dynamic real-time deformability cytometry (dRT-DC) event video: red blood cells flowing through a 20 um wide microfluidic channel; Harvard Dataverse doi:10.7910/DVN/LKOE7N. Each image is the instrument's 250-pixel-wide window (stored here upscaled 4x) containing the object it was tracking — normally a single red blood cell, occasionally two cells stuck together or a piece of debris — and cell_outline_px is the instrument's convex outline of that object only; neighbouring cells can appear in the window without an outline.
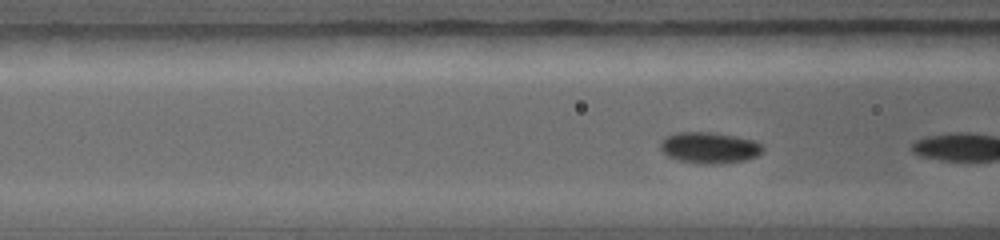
{"species": "common noctule bat (a hibernating species)", "species_latin": "Nyctalus noctula", "temperature_condition": "warm", "stored_images_in_passage": 35, "camera_frame_rate_fps": 5000, "um_per_image_px": 0.085, "animal": {"sex": "female", "body_mass_g": 19.0, "forearm_length_mm": 56.7}, "frame": {"image": 1, "passage_image": 8, "time_ms": 1.2, "image_size_px": [1000, 240], "cell_outline_px": [[764, 148], [756, 156], [744, 160], [724, 164], [700, 164], [680, 160], [668, 156], [660, 148], [660, 140], [664, 136], [676, 132], [712, 132], [736, 136], [756, 140]], "centroid_in_image_um": [60.28, 12.55], "position_along_channel_um": 106.3, "area_um2": 18.79}}
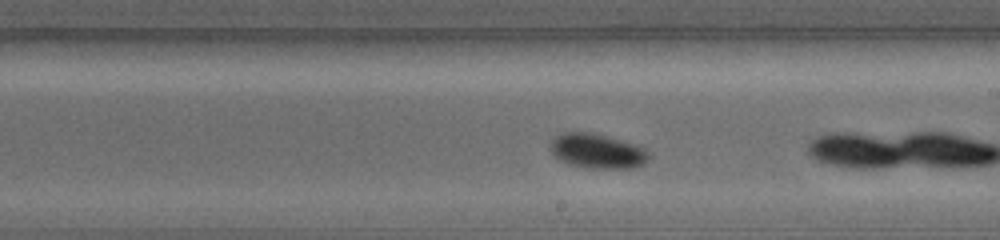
{"frame": {"image": 2, "passage_image": 20, "time_ms": 4.0, "image_size_px": [1000, 240], "cell_outline_px": [[652, 156], [644, 164], [632, 168], [592, 168], [568, 164], [560, 160], [548, 148], [552, 140], [560, 132], [592, 132], [608, 136], [644, 148]], "centroid_in_image_um": [50.76, 12.83], "position_along_channel_um": 238.2, "area_um2": 19.94}}
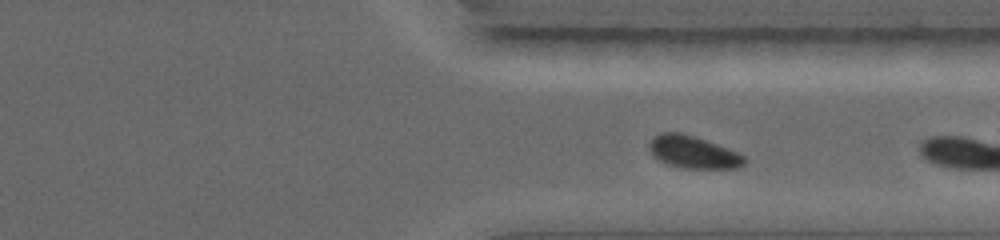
{"frame": {"image": 3, "passage_image": 31, "time_ms": 6.4, "image_size_px": [1000, 240], "cell_outline_px": [[748, 160], [744, 164], [736, 168], [684, 168], [668, 164], [652, 156], [648, 148], [648, 144], [652, 136], [660, 132], [680, 132], [696, 136], [728, 148], [744, 156]], "centroid_in_image_um": [58.88, 12.91], "position_along_channel_um": 352.5, "area_um2": 18.15}}